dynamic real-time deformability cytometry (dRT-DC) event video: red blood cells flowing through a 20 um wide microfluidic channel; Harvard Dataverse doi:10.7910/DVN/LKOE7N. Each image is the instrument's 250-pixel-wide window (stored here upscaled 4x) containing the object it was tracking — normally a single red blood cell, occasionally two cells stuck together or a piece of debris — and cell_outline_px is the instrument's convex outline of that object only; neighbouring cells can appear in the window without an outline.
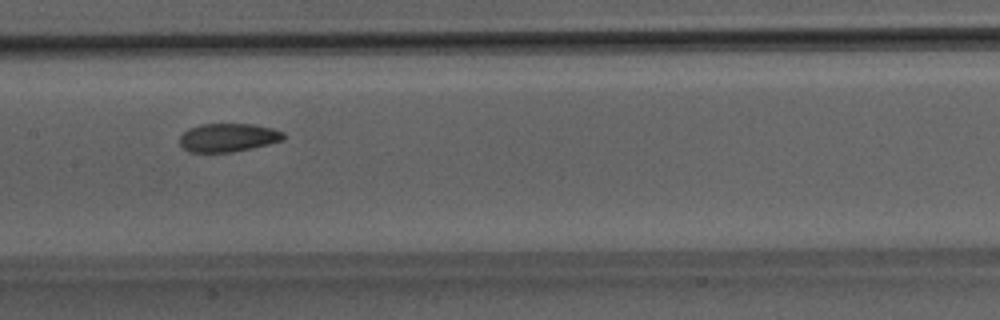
{"species": "Egyptian fruit bat (a non-hibernating species)", "species_latin": "Rousettus aegyptiacus", "temperature_condition": "room temperature", "stored_images_in_passage": 44, "camera_frame_rate_fps": 3000, "um_per_image_px": 0.085, "animal": {"sex": "male"}, "frame": {"image": 1, "passage_image": 19, "time_ms": 6.0, "image_size_px": [1000, 320], "cell_outline_px": [[284, 140], [252, 148], [232, 152], [188, 152], [180, 144], [180, 136], [188, 128], [200, 124], [252, 124], [272, 128], [284, 132]], "centroid_in_image_um": [19.38, 11.69], "position_along_channel_um": 188.0, "area_um2": 17.22}}
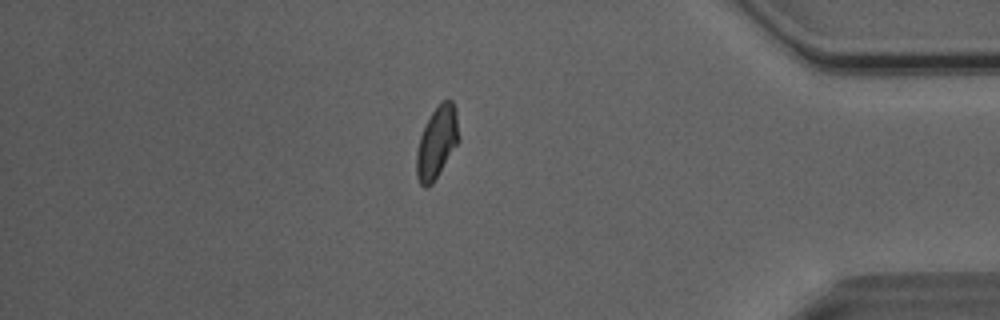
{"frame": {"image": 2, "passage_image": 37, "time_ms": 12.0, "image_size_px": [1000, 320], "cell_outline_px": [[460, 140], [432, 184], [428, 188], [424, 188], [420, 184], [416, 176], [416, 152], [420, 136], [424, 124], [440, 100], [452, 100], [456, 108]], "centroid_in_image_um": [37.13, 12.09], "position_along_channel_um": 398.1, "area_um2": 18.03}}
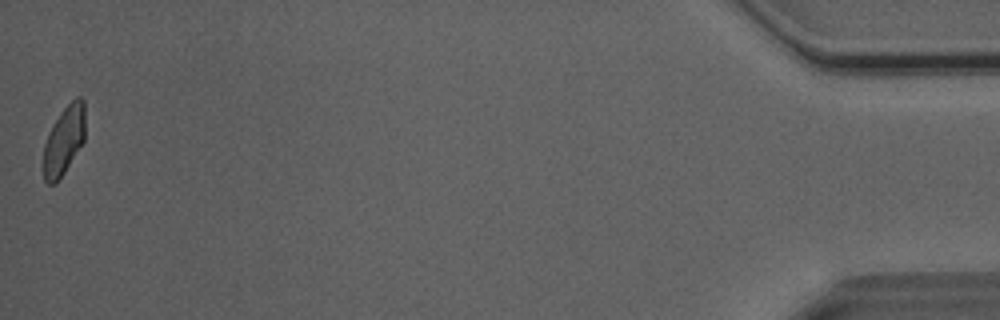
{"frame": {"image": 3, "passage_image": 44, "time_ms": 14.333, "image_size_px": [1000, 320], "cell_outline_px": [[84, 140], [64, 172], [56, 184], [48, 184], [44, 180], [44, 144], [48, 132], [52, 124], [60, 112], [76, 96], [80, 96], [84, 100]], "centroid_in_image_um": [5.43, 11.91], "position_along_channel_um": 429.8, "area_um2": 16.59}, "authors_computed_cell_mechanics": {"area_um2": 17.8313, "velocity_mm_per_s": 4.0521, "shape_relaxation_time_tau1_ms": 10.7598, "shape_relaxation_time_tau2_ms": 1.9072, "deformation_change_tau1": 0.187, "deformation_change_tau2": 0.0727}}